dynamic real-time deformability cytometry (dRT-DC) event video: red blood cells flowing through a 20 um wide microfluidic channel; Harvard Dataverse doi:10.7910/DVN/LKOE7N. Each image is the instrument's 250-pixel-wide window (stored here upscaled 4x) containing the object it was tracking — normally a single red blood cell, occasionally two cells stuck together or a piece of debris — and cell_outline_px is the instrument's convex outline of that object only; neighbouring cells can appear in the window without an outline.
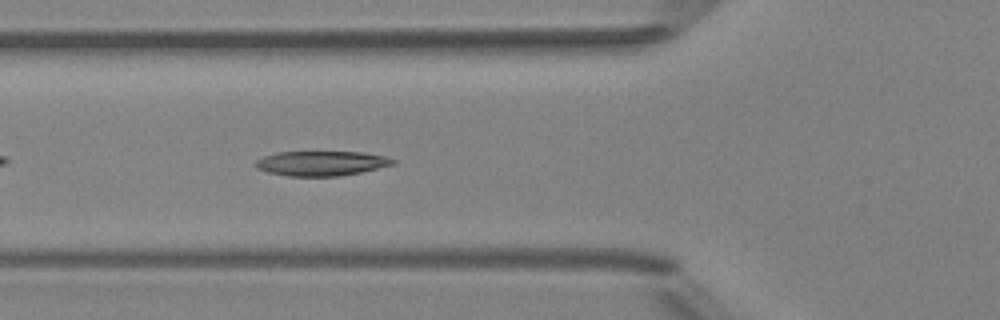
{"species": "Egyptian fruit bat (a non-hibernating species)", "species_latin": "Rousettus aegyptiacus", "temperature_condition": "room temperature", "stored_images_in_passage": 6, "camera_frame_rate_fps": 3000, "um_per_image_px": 0.085, "animal": {"sex": "female"}, "frame": {"image": 1, "passage_image": 6, "time_ms": 5.667, "image_size_px": [1000, 320], "cell_outline_px": [[396, 164], [360, 172], [340, 176], [288, 176], [268, 172], [256, 168], [252, 164], [256, 160], [264, 156], [276, 152], [364, 152], [384, 156], [396, 160]], "centroid_in_image_um": [27.29, 13.88], "position_along_channel_um": 98.5, "area_um2": 19.88}}